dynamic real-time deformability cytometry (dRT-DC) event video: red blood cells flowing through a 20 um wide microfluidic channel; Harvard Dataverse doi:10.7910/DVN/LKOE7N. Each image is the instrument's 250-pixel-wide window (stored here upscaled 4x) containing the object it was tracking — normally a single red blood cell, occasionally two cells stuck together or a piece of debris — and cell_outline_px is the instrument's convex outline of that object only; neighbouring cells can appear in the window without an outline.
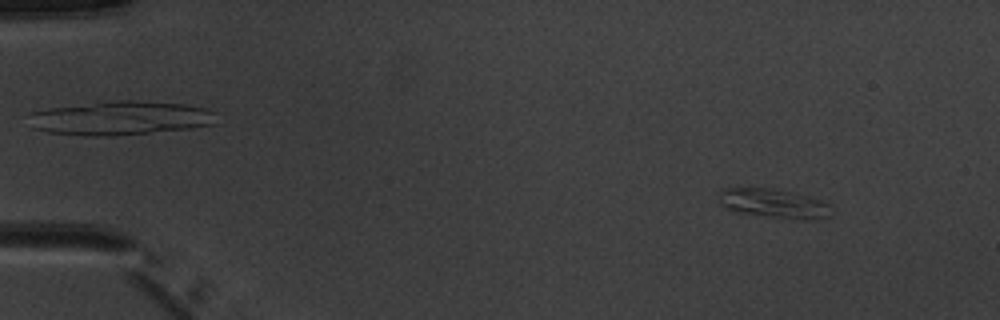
{"species": "common noctule bat (a hibernating species)", "species_latin": "Nyctalus noctula", "temperature_condition": "warm", "stored_images_in_passage": 5, "camera_frame_rate_fps": 3000, "um_per_image_px": 0.085, "animal": {"sex": "male", "body_mass_g": 20.1, "forearm_length_mm": 53.5}, "frame": {"image": 1, "passage_image": 1, "time_ms": 0.0, "image_size_px": [1000, 320], "cell_outline_px": [[828, 216], [820, 220], [780, 220], [732, 212], [720, 204], [720, 192], [724, 188], [768, 188], [808, 196], [820, 200], [828, 204]], "centroid_in_image_um": [65.72, 17.35], "position_along_channel_um": 19.3, "area_um2": 19.54}}
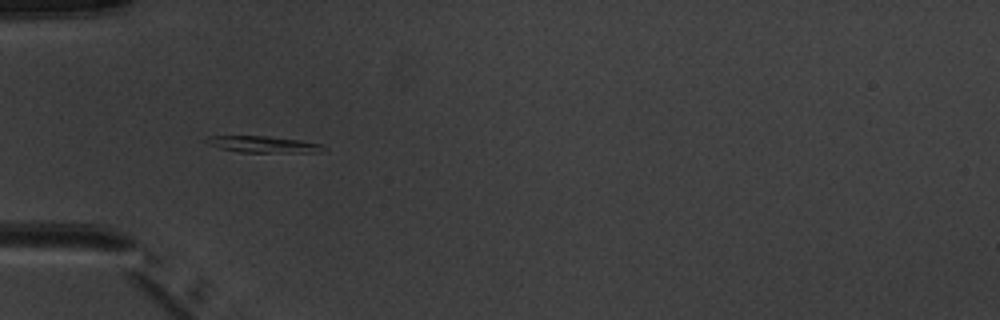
{"frame": {"image": 2, "passage_image": 4, "time_ms": 3.667, "image_size_px": [1000, 320], "cell_outline_px": [[328, 148], [320, 152], [240, 152], [220, 148], [208, 144], [204, 140], [208, 136], [268, 136], [300, 140], [320, 144]], "centroid_in_image_um": [22.38, 12.27], "position_along_channel_um": 62.6, "area_um2": 11.16}}
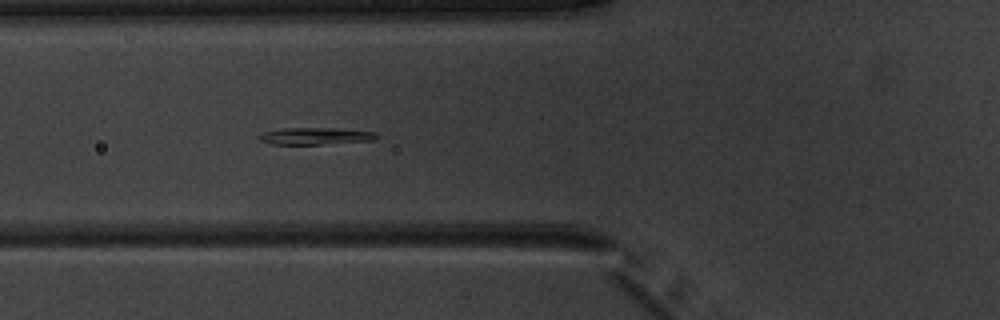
{"frame": {"image": 3, "passage_image": 5, "time_ms": 4.667, "image_size_px": [1000, 320], "cell_outline_px": [[380, 136], [376, 140], [320, 144], [272, 144], [260, 140], [256, 136], [264, 132], [284, 128], [340, 128], [376, 132]], "centroid_in_image_um": [26.86, 11.56], "position_along_channel_um": 98.9, "area_um2": 11.68}}